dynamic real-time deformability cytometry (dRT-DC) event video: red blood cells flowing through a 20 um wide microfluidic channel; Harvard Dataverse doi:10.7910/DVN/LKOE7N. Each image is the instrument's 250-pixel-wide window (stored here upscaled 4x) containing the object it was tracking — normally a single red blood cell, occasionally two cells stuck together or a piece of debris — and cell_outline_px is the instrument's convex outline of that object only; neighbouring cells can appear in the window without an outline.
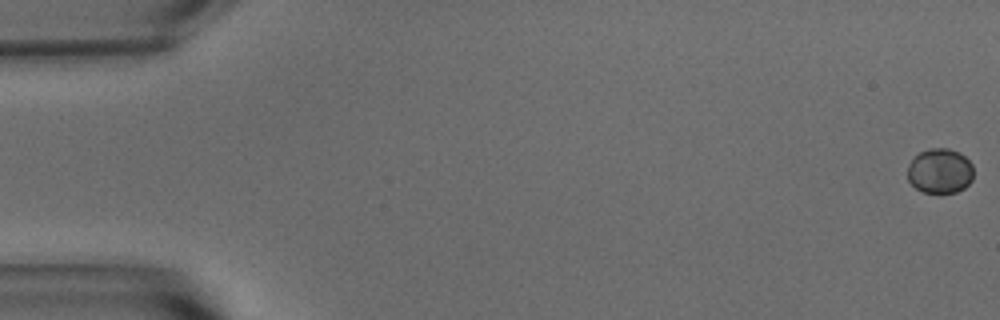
{"species": "common noctule bat (a hibernating species)", "species_latin": "Nyctalus noctula", "temperature_condition": "warm", "stored_images_in_passage": 55, "camera_frame_rate_fps": 3000, "um_per_image_px": 0.085, "animal": {"sex": "male", "body_mass_g": 15.6}, "frame": {"image": 1, "passage_image": 1, "time_ms": 0.0, "image_size_px": [1000, 320], "cell_outline_px": [[972, 180], [964, 188], [956, 192], [924, 192], [916, 188], [908, 180], [908, 164], [912, 156], [928, 148], [948, 148], [960, 152], [972, 164]], "centroid_in_image_um": [79.87, 14.5], "position_along_channel_um": 5.1, "area_um2": 17.34}}
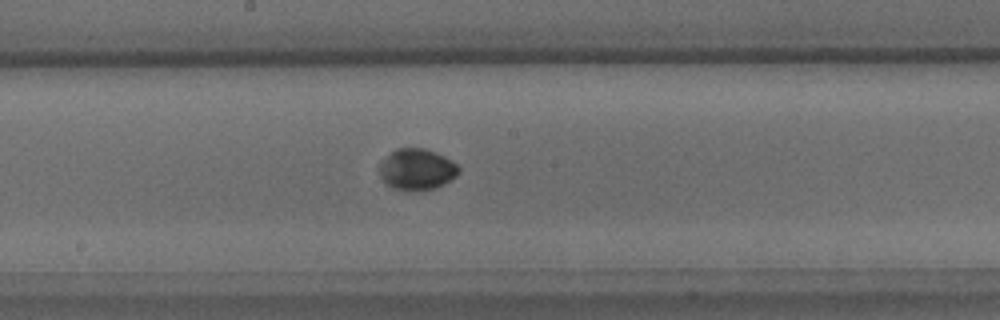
{"frame": {"image": 2, "passage_image": 30, "time_ms": 9.667, "image_size_px": [1000, 320], "cell_outline_px": [[460, 172], [456, 176], [444, 184], [436, 188], [392, 188], [380, 176], [380, 164], [396, 148], [424, 148], [436, 152], [452, 160], [460, 168]], "centroid_in_image_um": [35.48, 14.35], "position_along_channel_um": 212.7, "area_um2": 18.44}}
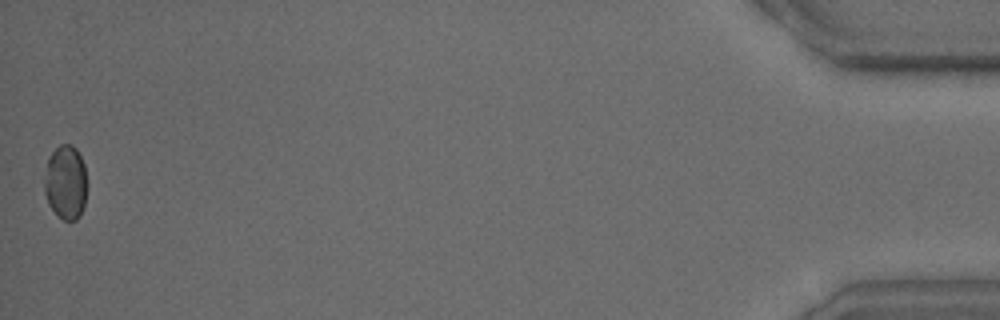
{"frame": {"image": 3, "passage_image": 55, "time_ms": 18.0, "image_size_px": [1000, 320], "cell_outline_px": [[88, 184], [84, 204], [80, 216], [76, 220], [64, 220], [48, 204], [44, 192], [44, 184], [48, 156], [60, 144], [72, 144], [76, 148], [84, 164]], "centroid_in_image_um": [5.6, 15.48], "position_along_channel_um": 429.6, "area_um2": 18.61}, "authors_computed_cell_mechanics": {"area_um2": 18.2648, "velocity_mm_per_s": 3.7323, "shape_relaxation_time_tau1_ms": 3.0469, "shape_relaxation_time_tau2_ms": null, "deformation_change_tau1": 0.0442, "deformation_change_tau2": null}}